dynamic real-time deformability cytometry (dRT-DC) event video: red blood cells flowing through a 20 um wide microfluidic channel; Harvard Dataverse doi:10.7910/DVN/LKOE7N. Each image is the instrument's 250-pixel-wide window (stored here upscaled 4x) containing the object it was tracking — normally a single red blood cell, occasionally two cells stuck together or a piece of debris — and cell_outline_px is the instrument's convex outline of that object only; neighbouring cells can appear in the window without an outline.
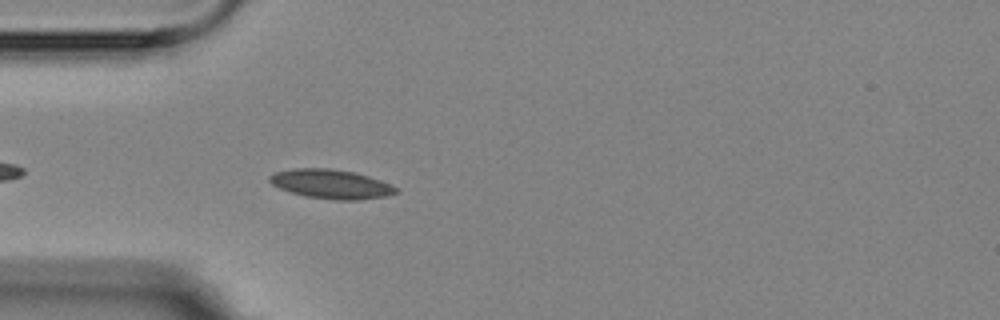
{"species": "Egyptian fruit bat (a non-hibernating species)", "species_latin": "Rousettus aegyptiacus", "temperature_condition": "room temperature", "stored_images_in_passage": 3, "camera_frame_rate_fps": 3000, "um_per_image_px": 0.085, "animal": {"sex": "female"}, "frame": {"image": 1, "passage_image": 3, "time_ms": 2.333, "image_size_px": [1000, 320], "cell_outline_px": [[400, 192], [388, 196], [360, 200], [336, 200], [304, 196], [280, 188], [272, 184], [268, 180], [268, 176], [276, 172], [296, 168], [328, 168], [352, 172], [368, 176], [380, 180], [400, 188]], "centroid_in_image_um": [28.19, 15.66], "position_along_channel_um": 56.8, "area_um2": 21.56}}